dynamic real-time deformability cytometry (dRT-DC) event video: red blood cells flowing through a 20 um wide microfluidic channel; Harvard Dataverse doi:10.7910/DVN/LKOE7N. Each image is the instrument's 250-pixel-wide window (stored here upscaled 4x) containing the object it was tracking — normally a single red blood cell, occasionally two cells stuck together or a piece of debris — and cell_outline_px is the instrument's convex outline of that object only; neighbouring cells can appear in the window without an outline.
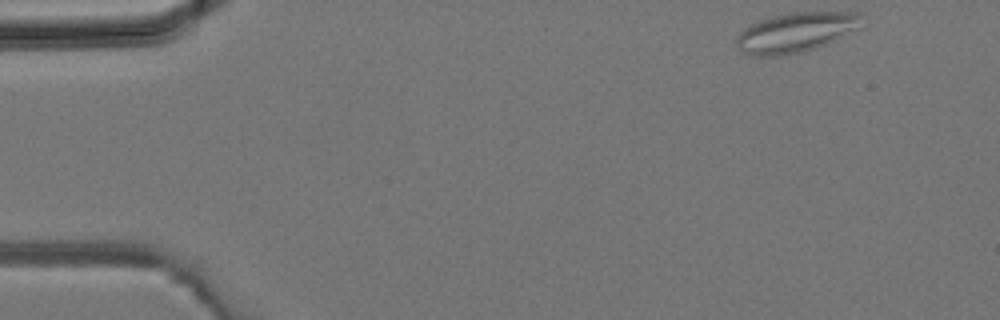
{"species": "common noctule bat (a hibernating species)", "species_latin": "Nyctalus noctula", "temperature_condition": "room temperature", "stored_images_in_passage": 4, "camera_frame_rate_fps": 3000, "um_per_image_px": 0.085, "animal": {"sex": "male", "body_mass_g": 19.2, "forearm_length_mm": 51.8}, "frame": {"image": 1, "passage_image": 1, "time_ms": 0.0, "image_size_px": [1000, 320], "cell_outline_px": [[860, 16], [856, 28], [816, 48], [800, 52], [780, 56], [760, 56], [744, 52], [736, 44], [736, 36], [748, 24], [760, 20], [788, 12], [856, 12]], "centroid_in_image_um": [67.54, 2.74], "position_along_channel_um": 17.5, "area_um2": 28.26}}